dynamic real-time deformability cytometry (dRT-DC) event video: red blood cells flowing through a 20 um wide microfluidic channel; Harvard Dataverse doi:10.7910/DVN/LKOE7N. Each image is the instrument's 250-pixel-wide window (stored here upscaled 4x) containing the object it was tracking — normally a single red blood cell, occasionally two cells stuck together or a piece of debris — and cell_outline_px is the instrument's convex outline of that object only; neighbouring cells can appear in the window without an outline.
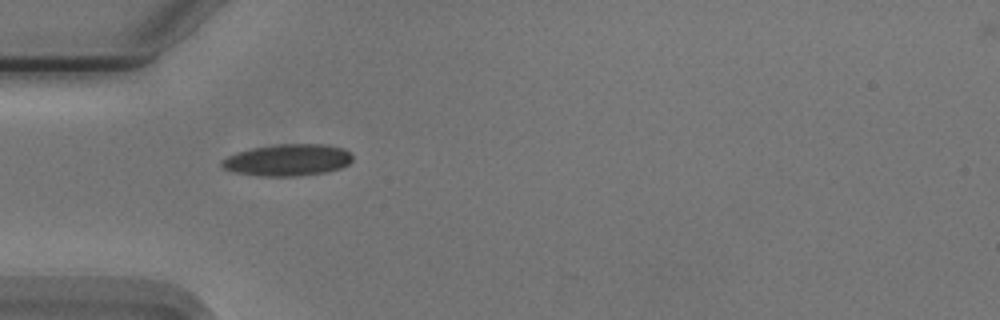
{"species": "Egyptian fruit bat (a non-hibernating species)", "species_latin": "Rousettus aegyptiacus", "temperature_condition": "cold", "stored_images_in_passage": 39, "camera_frame_rate_fps": 3000, "um_per_image_px": 0.085, "animal": {"sex": "male"}, "frame": {"image": 1, "passage_image": 1, "time_ms": 0.0, "image_size_px": [1000, 320], "cell_outline_px": [[352, 160], [348, 164], [340, 168], [324, 172], [296, 176], [256, 176], [236, 172], [224, 168], [220, 164], [220, 160], [228, 156], [252, 148], [280, 144], [320, 144], [344, 148], [352, 156]], "centroid_in_image_um": [24.44, 13.6], "position_along_channel_um": 60.6, "area_um2": 23.93}}
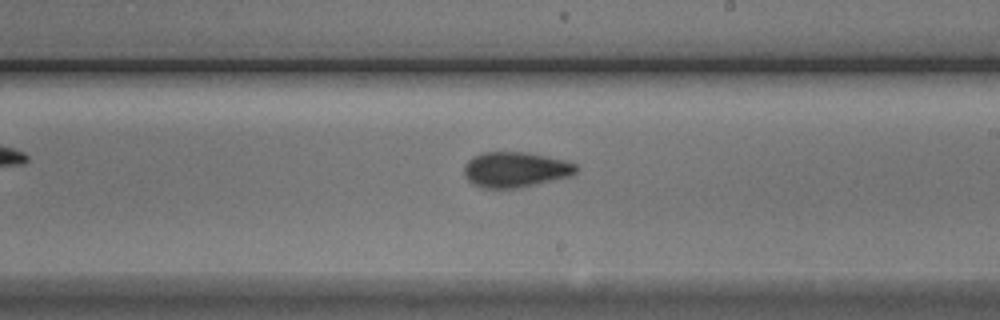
{"frame": {"image": 2, "passage_image": 16, "time_ms": 5.0, "image_size_px": [1000, 320], "cell_outline_px": [[576, 172], [572, 176], [520, 188], [480, 188], [472, 184], [464, 176], [464, 164], [472, 156], [484, 152], [524, 152], [564, 160], [576, 164]], "centroid_in_image_um": [43.77, 14.43], "position_along_channel_um": 245.2, "area_um2": 23.24}}
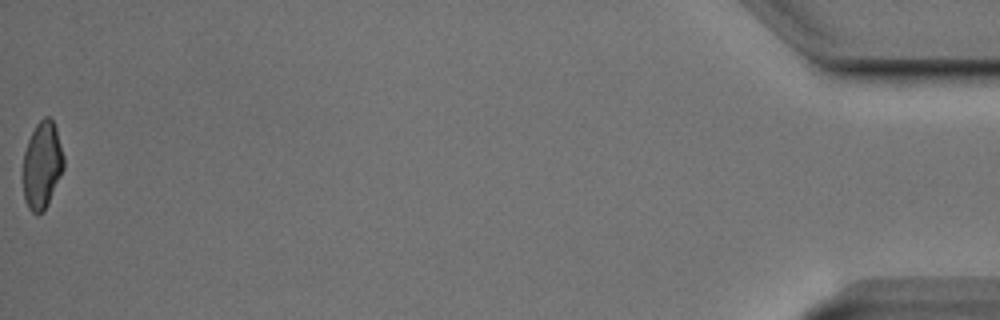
{"frame": {"image": 3, "passage_image": 39, "time_ms": 12.667, "image_size_px": [1000, 320], "cell_outline_px": [[64, 168], [44, 212], [36, 216], [28, 208], [24, 200], [24, 152], [28, 140], [36, 124], [44, 116], [48, 116], [52, 120], [56, 128], [64, 156]], "centroid_in_image_um": [3.58, 14.06], "position_along_channel_um": 431.6, "area_um2": 20.63}, "authors_computed_cell_mechanics": {"area_um2": 22.1952, "velocity_mm_per_s": 3.7569, "shape_relaxation_time_tau1_ms": 3.1292, "shape_relaxation_time_tau2_ms": 1.3251, "deformation_change_tau1": 0.1249, "deformation_change_tau2": 0.0728}}